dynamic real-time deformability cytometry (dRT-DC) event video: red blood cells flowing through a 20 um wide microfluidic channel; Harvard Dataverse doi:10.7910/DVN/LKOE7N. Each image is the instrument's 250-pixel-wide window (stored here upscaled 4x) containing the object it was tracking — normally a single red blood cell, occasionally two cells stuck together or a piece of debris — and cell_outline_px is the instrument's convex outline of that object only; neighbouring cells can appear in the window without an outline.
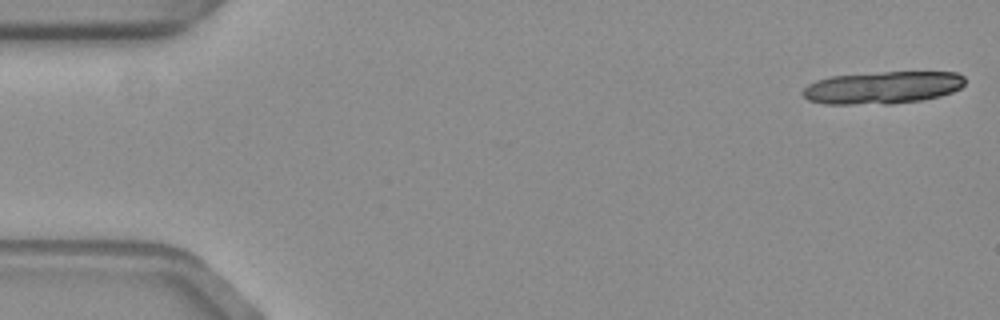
{"species": "common noctule bat (a hibernating species)", "species_latin": "Nyctalus noctula", "temperature_condition": "warm", "stored_images_in_passage": 12, "camera_frame_rate_fps": 3000, "um_per_image_px": 0.085, "animal": {"sex": "female", "body_mass_g": 19.3, "forearm_length_mm": 54.1}, "frame": {"image": 1, "passage_image": 1, "time_ms": 0.0, "image_size_px": [1000, 320], "cell_outline_px": [[964, 84], [960, 88], [952, 92], [940, 96], [920, 100], [892, 104], [824, 104], [808, 100], [800, 92], [808, 84], [816, 80], [832, 76], [884, 72], [956, 72], [964, 76]], "centroid_in_image_um": [75.0, 7.45], "position_along_channel_um": 10.0, "area_um2": 30.69}}